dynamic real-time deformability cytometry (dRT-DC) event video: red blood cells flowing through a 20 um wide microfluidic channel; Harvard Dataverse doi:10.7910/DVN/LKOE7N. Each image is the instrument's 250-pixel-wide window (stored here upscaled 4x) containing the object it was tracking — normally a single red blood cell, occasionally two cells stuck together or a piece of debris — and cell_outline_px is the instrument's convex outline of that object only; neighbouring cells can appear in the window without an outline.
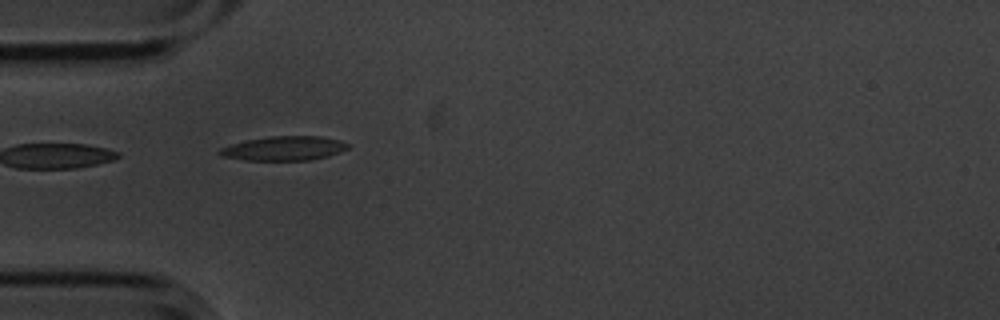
{"species": "common noctule bat (a hibernating species)", "species_latin": "Nyctalus noctula", "temperature_condition": "cold", "stored_images_in_passage": 5, "camera_frame_rate_fps": 3000, "um_per_image_px": 0.085, "animal": {"sex": "male", "body_mass_g": 20.1, "forearm_length_mm": 53.5}, "frame": {"image": 1, "passage_image": 2, "time_ms": 0.333, "image_size_px": [1000, 320], "cell_outline_px": [[348, 148], [340, 152], [328, 156], [308, 160], [244, 160], [220, 156], [216, 152], [220, 148], [244, 140], [268, 136], [320, 136], [340, 140], [348, 144]], "centroid_in_image_um": [24.1, 12.61], "position_along_channel_um": 60.9, "area_um2": 18.21}}
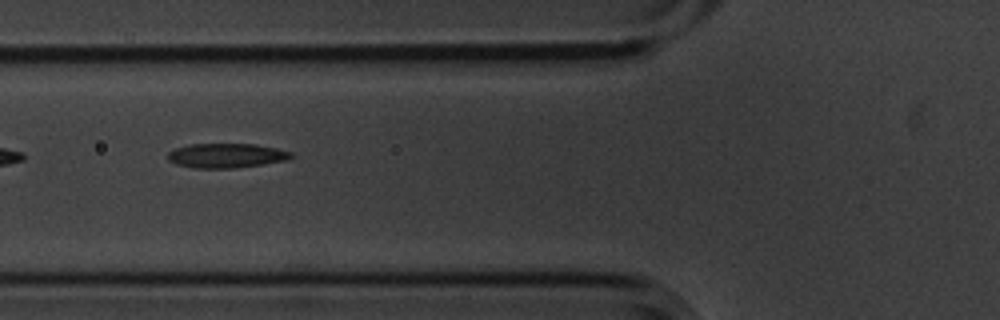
{"frame": {"image": 2, "passage_image": 3, "time_ms": 0.667, "image_size_px": [1000, 320], "cell_outline_px": [[292, 156], [288, 160], [232, 168], [192, 168], [176, 164], [168, 160], [168, 152], [176, 148], [188, 144], [252, 144], [276, 148], [292, 152]], "centroid_in_image_um": [19.2, 13.22], "position_along_channel_um": 106.6, "area_um2": 17.46}}
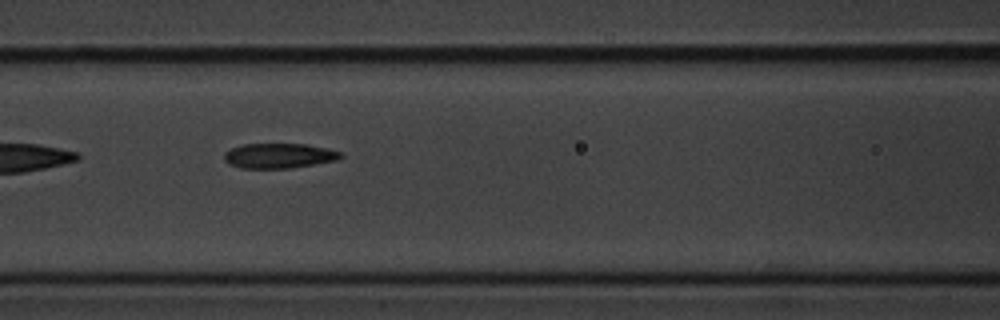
{"frame": {"image": 3, "passage_image": 4, "time_ms": 1.0, "image_size_px": [1000, 320], "cell_outline_px": [[344, 156], [340, 160], [288, 168], [240, 168], [228, 164], [224, 160], [224, 152], [240, 144], [308, 144], [328, 148], [340, 152]], "centroid_in_image_um": [23.72, 13.23], "position_along_channel_um": 142.9, "area_um2": 17.11}}